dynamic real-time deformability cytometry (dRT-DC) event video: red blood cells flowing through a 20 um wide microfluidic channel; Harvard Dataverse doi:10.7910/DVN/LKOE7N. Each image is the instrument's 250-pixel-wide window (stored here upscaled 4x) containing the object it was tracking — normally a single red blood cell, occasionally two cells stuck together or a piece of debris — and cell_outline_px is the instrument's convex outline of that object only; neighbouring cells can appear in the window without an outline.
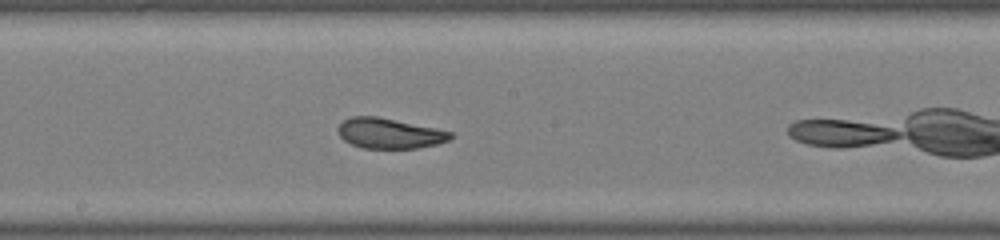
{"species": "common noctule bat (a hibernating species)", "species_latin": "Nyctalus noctula", "temperature_condition": "warm", "stored_images_in_passage": 26, "camera_frame_rate_fps": 3000, "um_per_image_px": 0.085, "animal": {"sex": "male", "body_mass_g": 19.0, "forearm_length_mm": 50.8}, "frame": {"image": 1, "passage_image": 12, "time_ms": 3.667, "image_size_px": [1000, 240], "cell_outline_px": [[452, 136], [448, 140], [436, 144], [416, 148], [364, 148], [352, 144], [344, 140], [340, 136], [336, 128], [344, 120], [352, 116], [376, 116], [436, 128], [452, 132]], "centroid_in_image_um": [33.07, 11.33], "position_along_channel_um": 215.1, "area_um2": 19.65}}